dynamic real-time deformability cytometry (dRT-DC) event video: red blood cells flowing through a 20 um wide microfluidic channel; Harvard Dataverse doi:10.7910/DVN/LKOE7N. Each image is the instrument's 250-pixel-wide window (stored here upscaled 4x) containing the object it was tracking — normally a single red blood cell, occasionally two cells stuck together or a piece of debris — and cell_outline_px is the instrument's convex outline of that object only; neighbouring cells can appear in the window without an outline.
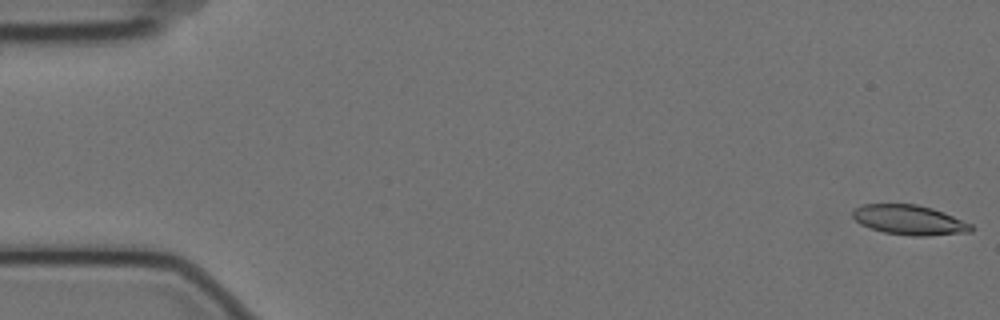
{"species": "Egyptian fruit bat (a non-hibernating species)", "species_latin": "Rousettus aegyptiacus", "temperature_condition": "cold", "stored_images_in_passage": 10, "camera_frame_rate_fps": 3000, "um_per_image_px": 0.085, "animal": {"sex": "female"}, "frame": {"image": 1, "passage_image": 1, "time_ms": 0.0, "image_size_px": [1000, 320], "cell_outline_px": [[976, 228], [972, 232], [928, 236], [912, 236], [884, 232], [860, 224], [852, 216], [852, 208], [864, 204], [916, 204], [932, 208], [944, 212], [972, 224]], "centroid_in_image_um": [77.33, 18.7], "position_along_channel_um": 7.7, "area_um2": 20.75}}
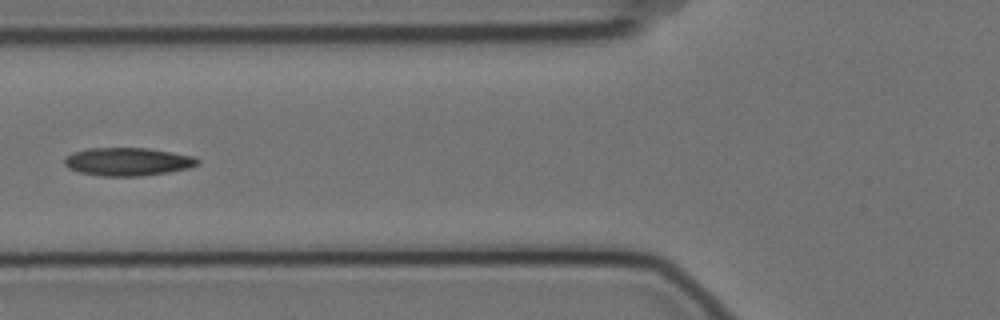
{"frame": {"image": 2, "passage_image": 6, "time_ms": 1.667, "image_size_px": [1000, 320], "cell_outline_px": [[200, 164], [188, 168], [168, 172], [140, 176], [100, 176], [80, 172], [68, 168], [64, 164], [64, 156], [72, 152], [88, 148], [148, 148], [192, 156], [200, 160]], "centroid_in_image_um": [10.82, 13.74], "position_along_channel_um": 115.0, "area_um2": 21.85}}
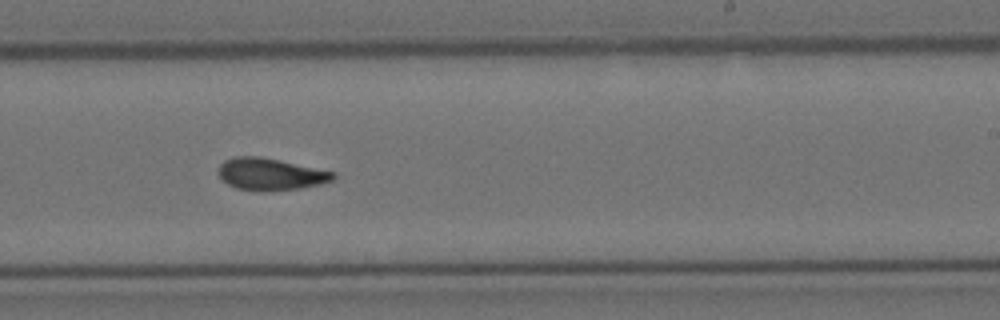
{"frame": {"image": 3, "passage_image": 10, "time_ms": 3.0, "image_size_px": [1000, 320], "cell_outline_px": [[336, 176], [332, 180], [320, 184], [300, 188], [236, 188], [220, 180], [216, 172], [220, 164], [224, 160], [232, 156], [260, 156], [280, 160], [336, 172]], "centroid_in_image_um": [22.95, 14.74], "position_along_channel_um": 266.1, "area_um2": 20.87}}